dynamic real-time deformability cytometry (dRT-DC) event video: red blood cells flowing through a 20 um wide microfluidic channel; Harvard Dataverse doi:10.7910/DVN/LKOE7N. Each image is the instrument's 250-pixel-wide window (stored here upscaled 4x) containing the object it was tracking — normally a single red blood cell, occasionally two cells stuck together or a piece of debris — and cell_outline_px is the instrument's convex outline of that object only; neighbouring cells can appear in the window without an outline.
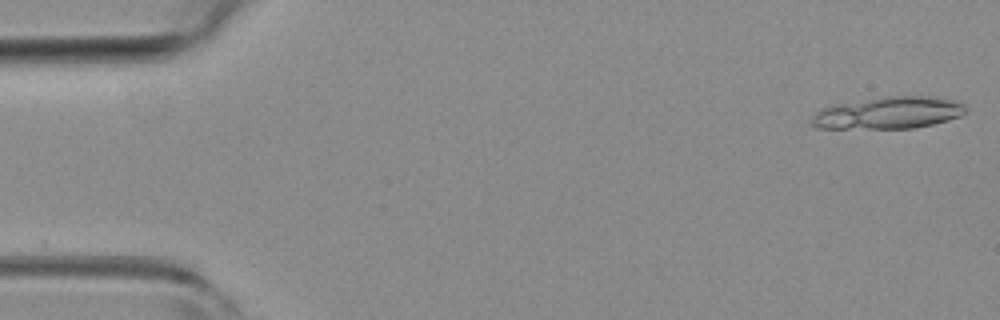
{"species": "common noctule bat (a hibernating species)", "species_latin": "Nyctalus noctula", "temperature_condition": "room temperature", "stored_images_in_passage": 6, "camera_frame_rate_fps": 3000, "um_per_image_px": 0.085, "animal": {"sex": "female", "body_mass_g": 19.3, "forearm_length_mm": 54.1}, "frame": {"image": 1, "passage_image": 1, "time_ms": 0.0, "image_size_px": [1000, 320], "cell_outline_px": [[964, 112], [960, 116], [948, 120], [916, 128], [816, 128], [808, 124], [808, 120], [812, 116], [824, 108], [836, 104], [888, 96], [936, 96], [960, 100], [964, 104]], "centroid_in_image_um": [75.54, 9.59], "position_along_channel_um": 9.5, "area_um2": 28.84}}